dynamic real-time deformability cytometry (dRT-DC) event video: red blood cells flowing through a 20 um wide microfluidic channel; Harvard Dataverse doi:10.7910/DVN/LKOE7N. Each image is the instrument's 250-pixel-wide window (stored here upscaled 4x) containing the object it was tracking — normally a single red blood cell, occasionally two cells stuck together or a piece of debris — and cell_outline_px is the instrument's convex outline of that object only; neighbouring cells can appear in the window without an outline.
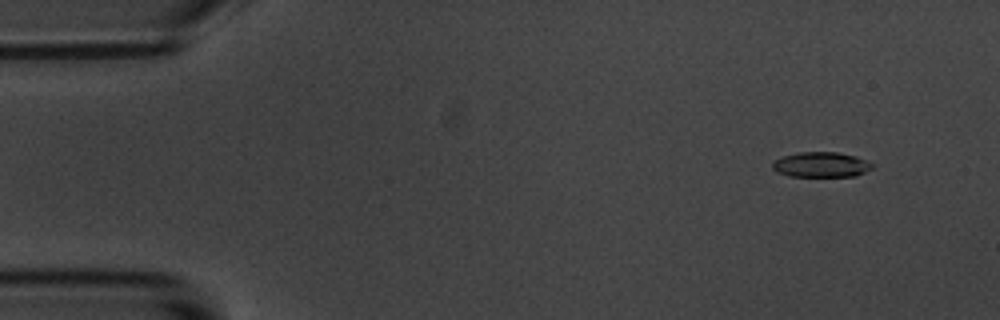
{"species": "common noctule bat (a hibernating species)", "species_latin": "Nyctalus noctula", "temperature_condition": "room temperature", "stored_images_in_passage": 5, "camera_frame_rate_fps": 3000, "um_per_image_px": 0.085, "animal": {"sex": "male", "body_mass_g": 20.1, "forearm_length_mm": 53.5}, "frame": {"image": 1, "passage_image": 2, "time_ms": 1.333, "image_size_px": [1000, 320], "cell_outline_px": [[876, 164], [872, 168], [856, 176], [788, 176], [776, 172], [772, 168], [772, 160], [784, 156], [800, 152], [840, 152], [856, 156]], "centroid_in_image_um": [69.8, 13.99], "position_along_channel_um": 15.2, "area_um2": 14.8}}
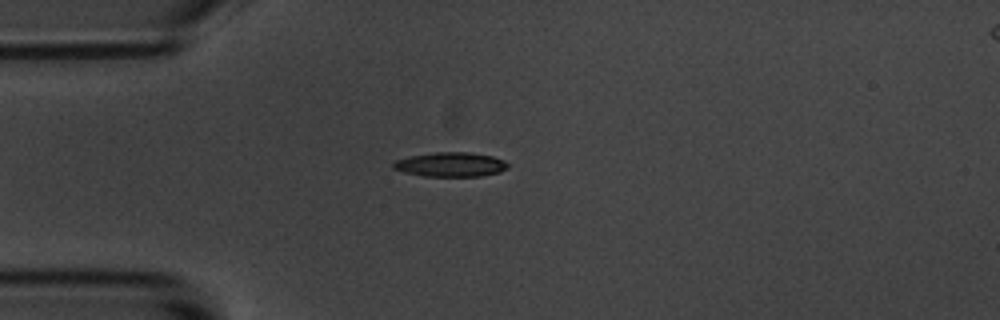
{"frame": {"image": 2, "passage_image": 5, "time_ms": 4.667, "image_size_px": [1000, 320], "cell_outline_px": [[508, 168], [500, 172], [480, 176], [424, 176], [404, 172], [392, 168], [392, 164], [396, 160], [408, 156], [436, 152], [468, 152], [492, 156], [504, 160], [508, 164]], "centroid_in_image_um": [38.3, 13.98], "position_along_channel_um": 46.7, "area_um2": 16.3}}